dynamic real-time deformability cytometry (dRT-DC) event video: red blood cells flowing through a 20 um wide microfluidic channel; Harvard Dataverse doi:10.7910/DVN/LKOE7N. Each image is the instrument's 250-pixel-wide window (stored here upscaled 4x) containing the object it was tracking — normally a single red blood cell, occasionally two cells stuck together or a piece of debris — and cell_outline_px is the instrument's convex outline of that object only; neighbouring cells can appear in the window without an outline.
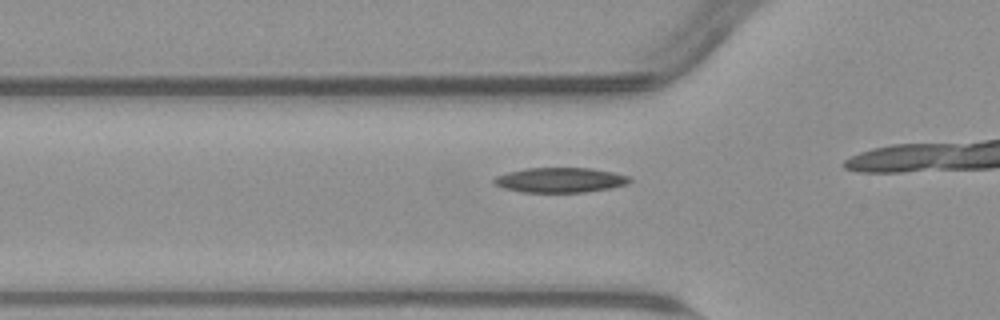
{"species": "common noctule bat (a hibernating species)", "species_latin": "Nyctalus noctula", "temperature_condition": "warm", "stored_images_in_passage": 16, "camera_frame_rate_fps": 3000, "um_per_image_px": 0.085, "animal": {"sex": "male", "body_mass_g": 23.1, "forearm_length_mm": 52.7}, "frame": {"image": 1, "passage_image": 11, "time_ms": 3.333, "image_size_px": [1000, 320], "cell_outline_px": [[632, 180], [628, 184], [612, 188], [584, 192], [520, 192], [504, 188], [492, 184], [492, 180], [496, 176], [508, 172], [524, 168], [592, 168], [612, 172], [628, 176]], "centroid_in_image_um": [47.59, 15.3], "position_along_channel_um": 78.2, "area_um2": 19.83}}
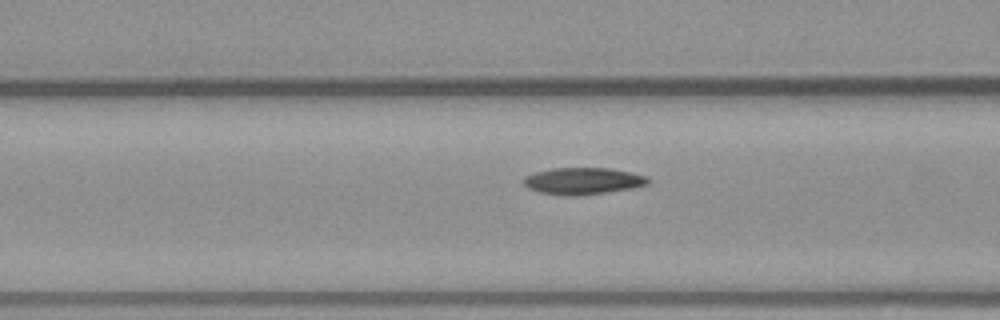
{"frame": {"image": 2, "passage_image": 14, "time_ms": 4.333, "image_size_px": [1000, 320], "cell_outline_px": [[652, 180], [648, 184], [636, 188], [576, 196], [568, 196], [540, 192], [528, 188], [524, 184], [524, 176], [536, 172], [552, 168], [608, 168], [632, 172], [648, 176]], "centroid_in_image_um": [49.61, 15.38], "position_along_channel_um": 117.0, "area_um2": 19.59}}